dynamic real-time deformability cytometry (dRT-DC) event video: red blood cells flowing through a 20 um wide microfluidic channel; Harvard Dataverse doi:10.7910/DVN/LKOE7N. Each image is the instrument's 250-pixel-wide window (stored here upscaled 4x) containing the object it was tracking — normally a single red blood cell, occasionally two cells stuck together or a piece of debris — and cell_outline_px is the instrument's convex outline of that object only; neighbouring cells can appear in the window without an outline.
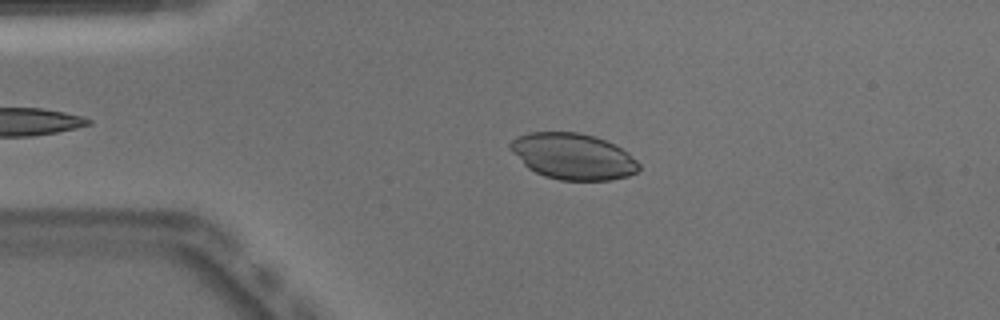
{"species": "Egyptian fruit bat (a non-hibernating species)", "species_latin": "Rousettus aegyptiacus", "temperature_condition": "warm", "stored_images_in_passage": 44, "camera_frame_rate_fps": 3000, "um_per_image_px": 0.085, "animal": {"sex": "male"}, "frame": {"image": 1, "passage_image": 10, "time_ms": 3.0, "image_size_px": [1000, 320], "cell_outline_px": [[640, 168], [636, 172], [628, 176], [608, 180], [560, 180], [544, 176], [528, 168], [508, 148], [508, 144], [512, 140], [528, 132], [580, 132], [596, 136], [616, 144], [628, 152], [640, 164]], "centroid_in_image_um": [48.72, 13.28], "position_along_channel_um": 36.3, "area_um2": 34.74}}
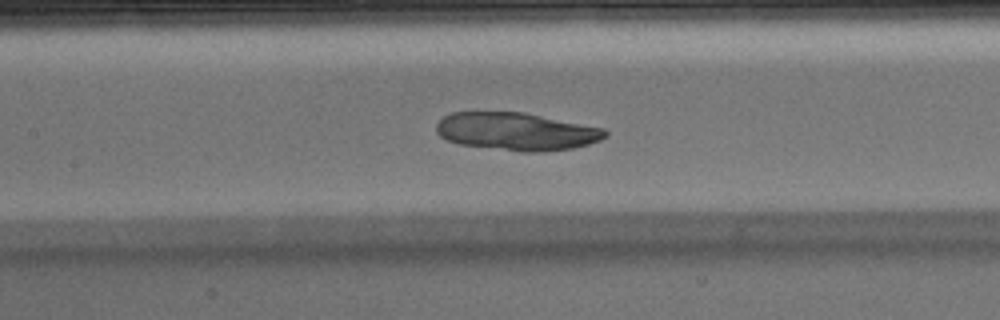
{"frame": {"image": 2, "passage_image": 22, "time_ms": 7.0, "image_size_px": [1000, 320], "cell_outline_px": [[608, 136], [600, 140], [588, 144], [572, 148], [544, 152], [520, 152], [460, 144], [448, 140], [440, 136], [436, 132], [436, 124], [444, 116], [452, 112], [524, 112], [604, 128], [608, 132]], "centroid_in_image_um": [43.91, 11.18], "position_along_channel_um": 163.5, "area_um2": 37.28}}